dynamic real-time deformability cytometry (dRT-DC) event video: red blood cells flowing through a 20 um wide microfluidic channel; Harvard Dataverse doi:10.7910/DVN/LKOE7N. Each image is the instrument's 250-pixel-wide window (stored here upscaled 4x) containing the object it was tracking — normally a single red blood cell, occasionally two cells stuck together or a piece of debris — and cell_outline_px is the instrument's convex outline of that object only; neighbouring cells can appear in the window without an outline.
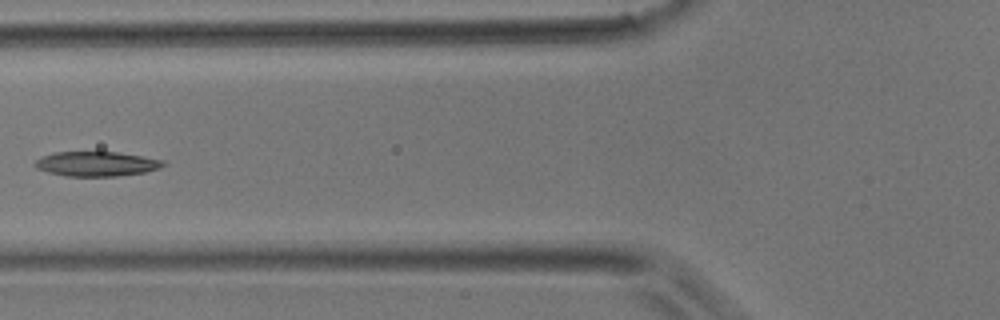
{"species": "common noctule bat (a hibernating species)", "species_latin": "Nyctalus noctula", "temperature_condition": "room temperature", "stored_images_in_passage": 4, "camera_frame_rate_fps": 3000, "um_per_image_px": 0.085, "animal": {"sex": "male", "body_mass_g": 17.9}, "frame": {"image": 1, "passage_image": 4, "time_ms": 1.0, "image_size_px": [1000, 320], "cell_outline_px": [[168, 164], [160, 168], [144, 172], [120, 176], [64, 176], [48, 172], [36, 168], [32, 164], [40, 156], [56, 152], [116, 152], [164, 160]], "centroid_in_image_um": [8.18, 13.93], "position_along_channel_um": 117.6, "area_um2": 18.55}}